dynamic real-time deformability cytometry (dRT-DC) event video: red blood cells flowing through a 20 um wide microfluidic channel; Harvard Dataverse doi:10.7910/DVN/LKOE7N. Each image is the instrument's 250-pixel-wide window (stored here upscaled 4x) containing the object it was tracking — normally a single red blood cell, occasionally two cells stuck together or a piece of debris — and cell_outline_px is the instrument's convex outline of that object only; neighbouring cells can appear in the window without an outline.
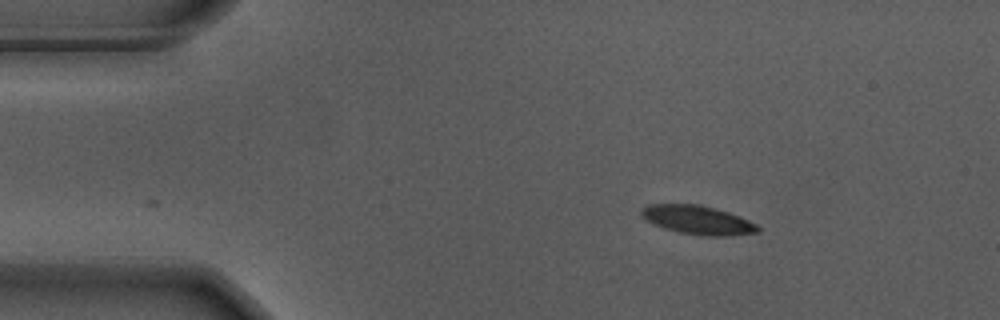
{"species": "Egyptian fruit bat (a non-hibernating species)", "species_latin": "Rousettus aegyptiacus", "temperature_condition": "warm", "stored_images_in_passage": 44, "camera_frame_rate_fps": 3000, "um_per_image_px": 0.085, "animal": {"sex": "male"}, "frame": {"image": 1, "passage_image": 1, "time_ms": 0.0, "image_size_px": [1000, 320], "cell_outline_px": [[760, 232], [728, 236], [704, 236], [680, 232], [664, 228], [652, 224], [640, 212], [640, 208], [648, 204], [700, 204], [728, 212], [740, 216], [756, 224], [760, 228]], "centroid_in_image_um": [59.32, 18.7], "position_along_channel_um": 25.7, "area_um2": 19.54}}
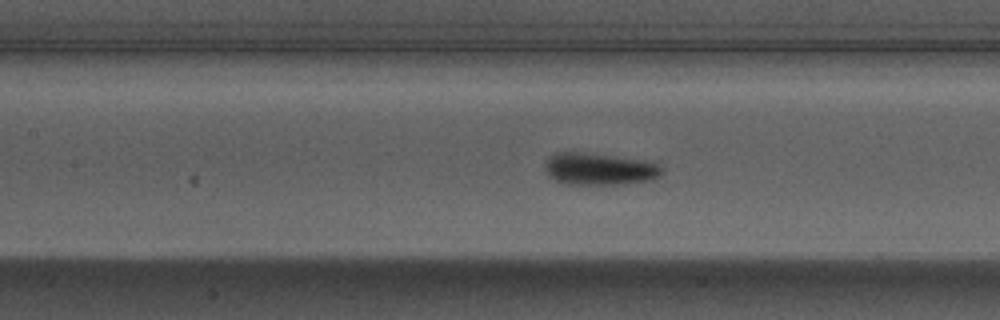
{"frame": {"image": 2, "passage_image": 17, "time_ms": 5.333, "image_size_px": [1000, 320], "cell_outline_px": [[664, 168], [660, 176], [652, 180], [624, 184], [568, 184], [556, 180], [548, 176], [544, 168], [544, 160], [548, 156], [556, 152], [576, 152], [652, 160]], "centroid_in_image_um": [50.96, 14.35], "position_along_channel_um": 156.4, "area_um2": 22.25}}
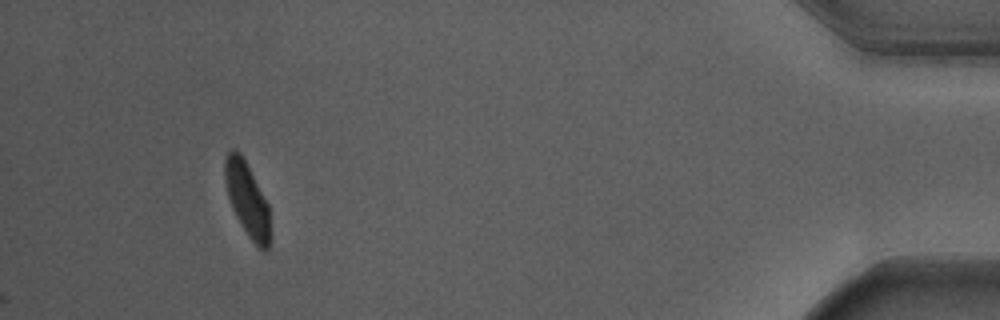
{"frame": {"image": 3, "passage_image": 44, "time_ms": 14.333, "image_size_px": [1000, 320], "cell_outline_px": [[272, 236], [268, 248], [264, 252], [248, 236], [240, 224], [232, 208], [228, 196], [224, 180], [224, 160], [228, 152], [232, 148], [240, 152], [268, 204]], "centroid_in_image_um": [21.02, 16.99], "position_along_channel_um": 414.2, "area_um2": 19.59}, "authors_computed_cell_mechanics": {"area_um2": 21.1837, "velocity_mm_per_s": 3.6558, "shape_relaxation_time_tau1_ms": 2.2878, "shape_relaxation_time_tau2_ms": null, "deformation_change_tau1": 0.1067, "deformation_change_tau2": null}}